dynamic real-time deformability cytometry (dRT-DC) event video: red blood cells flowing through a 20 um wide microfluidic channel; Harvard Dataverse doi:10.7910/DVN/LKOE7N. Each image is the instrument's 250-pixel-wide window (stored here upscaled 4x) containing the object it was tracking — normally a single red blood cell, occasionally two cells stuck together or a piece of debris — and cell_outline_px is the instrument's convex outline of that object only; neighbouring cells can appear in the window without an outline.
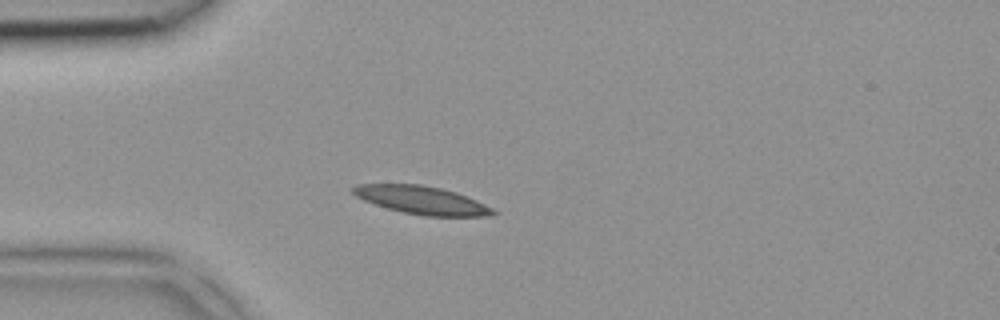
{"species": "common noctule bat (a hibernating species)", "species_latin": "Nyctalus noctula", "temperature_condition": "room temperature", "stored_images_in_passage": 1, "camera_frame_rate_fps": 3000, "um_per_image_px": 0.085, "animal": {"sex": "female", "body_mass_g": 18.4}, "frame": {"image": 1, "passage_image": 1, "time_ms": 0.0, "image_size_px": [1000, 320], "cell_outline_px": [[500, 212], [492, 216], [424, 216], [404, 212], [388, 208], [364, 200], [356, 196], [352, 192], [352, 188], [356, 184], [420, 184], [440, 188], [456, 192], [468, 196]], "centroid_in_image_um": [35.9, 17.01], "position_along_channel_um": 49.1, "area_um2": 22.83}}